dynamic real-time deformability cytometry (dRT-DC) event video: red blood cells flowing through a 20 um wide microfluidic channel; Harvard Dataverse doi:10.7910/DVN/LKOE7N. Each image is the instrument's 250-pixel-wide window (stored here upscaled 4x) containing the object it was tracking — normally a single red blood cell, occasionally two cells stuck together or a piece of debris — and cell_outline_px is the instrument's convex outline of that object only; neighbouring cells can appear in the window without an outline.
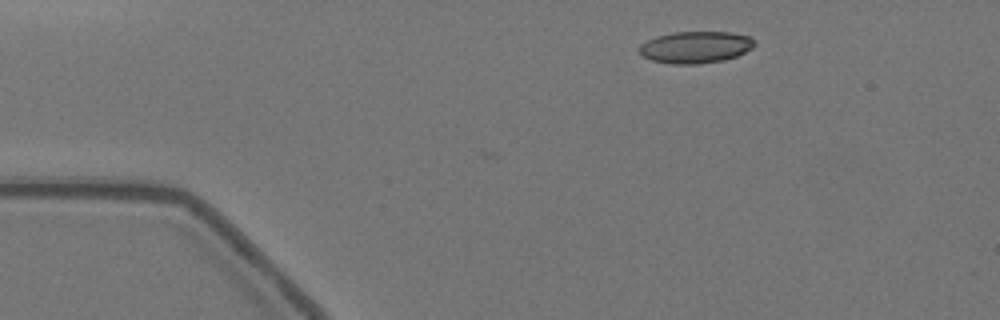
{"species": "Egyptian fruit bat (a non-hibernating species)", "species_latin": "Rousettus aegyptiacus", "temperature_condition": "warm", "stored_images_in_passage": 37, "camera_frame_rate_fps": 3000, "um_per_image_px": 0.085, "animal": {"sex": "female"}, "frame": {"image": 1, "passage_image": 1, "time_ms": 0.0, "image_size_px": [1000, 320], "cell_outline_px": [[756, 44], [752, 48], [736, 56], [724, 60], [696, 64], [672, 64], [652, 60], [644, 56], [640, 52], [640, 44], [656, 36], [672, 32], [732, 32], [752, 36], [756, 40]], "centroid_in_image_um": [59.17, 4.0], "position_along_channel_um": 25.8, "area_um2": 21.44}}
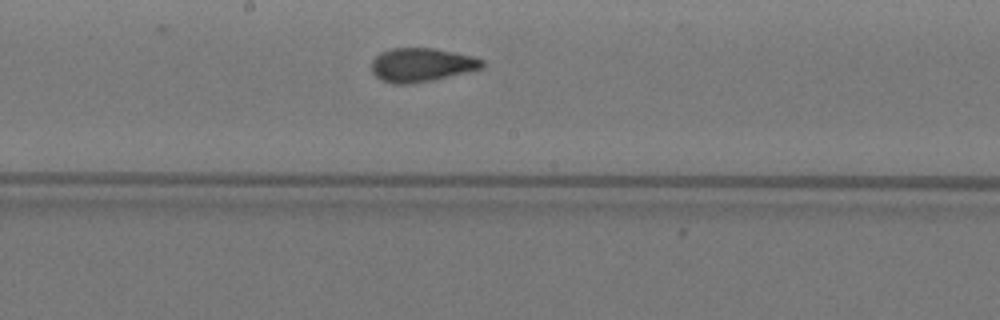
{"frame": {"image": 2, "passage_image": 22, "time_ms": 7.0, "image_size_px": [1000, 320], "cell_outline_px": [[484, 68], [432, 80], [412, 84], [392, 84], [380, 80], [372, 72], [372, 60], [380, 52], [392, 48], [436, 48], [472, 56], [484, 60]], "centroid_in_image_um": [35.82, 5.52], "position_along_channel_um": 212.4, "area_um2": 21.91}}
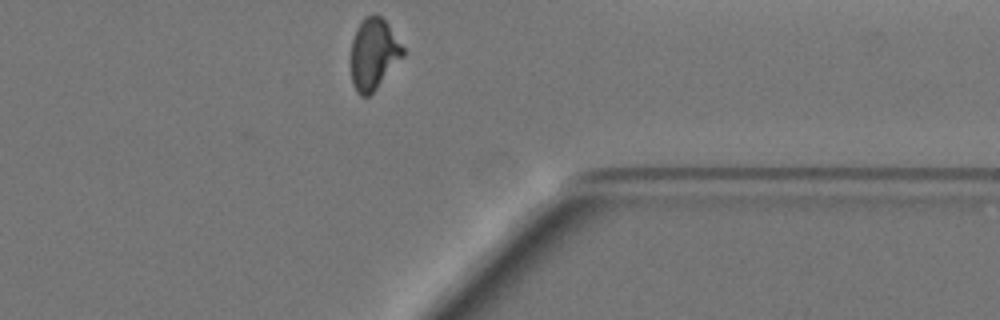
{"frame": {"image": 3, "passage_image": 37, "time_ms": 12.0, "image_size_px": [1000, 320], "cell_outline_px": [[404, 56], [376, 88], [368, 96], [360, 96], [356, 92], [352, 84], [352, 40], [356, 28], [364, 16], [376, 12], [388, 24], [404, 48]], "centroid_in_image_um": [31.76, 4.55], "position_along_channel_um": 379.6, "area_um2": 21.5}, "authors_computed_cell_mechanics": {"area_um2": 22.1374, "velocity_mm_per_s": 3.5334, "shape_relaxation_time_tau1_ms": 8.6971, "shape_relaxation_time_tau2_ms": 1.1257, "deformation_change_tau1": 0.2045, "deformation_change_tau2": 0.0633}}